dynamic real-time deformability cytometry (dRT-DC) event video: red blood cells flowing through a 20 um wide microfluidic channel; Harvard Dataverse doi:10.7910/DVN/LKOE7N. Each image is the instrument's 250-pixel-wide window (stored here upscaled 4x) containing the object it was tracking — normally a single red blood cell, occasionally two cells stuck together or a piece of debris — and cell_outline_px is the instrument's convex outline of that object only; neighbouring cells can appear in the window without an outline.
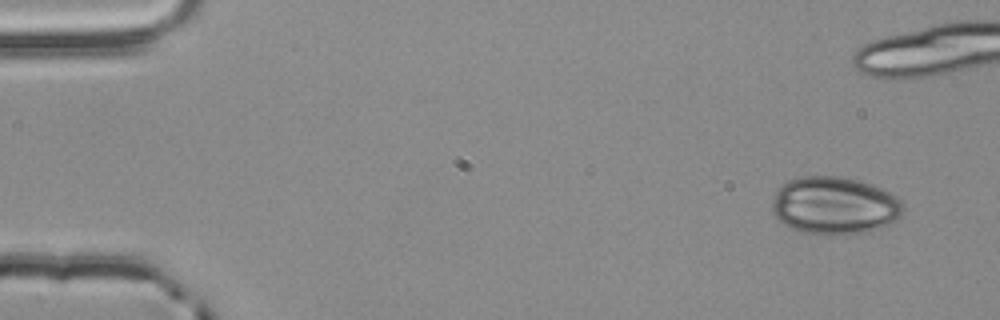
{"species": "common noctule bat (a hibernating species)", "species_latin": "Nyctalus noctula", "temperature_condition": "room temperature", "stored_images_in_passage": 5, "camera_frame_rate_fps": 3000, "um_per_image_px": 0.085, "animal": {"sex": "male", "body_mass_g": 20.4}, "frame": {"image": 1, "passage_image": 1, "time_ms": 0.0, "image_size_px": [1000, 320], "cell_outline_px": [[904, 212], [896, 220], [888, 224], [868, 232], [836, 236], [800, 232], [784, 224], [772, 212], [772, 200], [776, 192], [788, 180], [800, 176], [836, 176], [856, 180], [872, 184], [892, 192], [904, 200]], "centroid_in_image_um": [70.98, 17.48], "position_along_channel_um": 14.0, "area_um2": 44.56}}